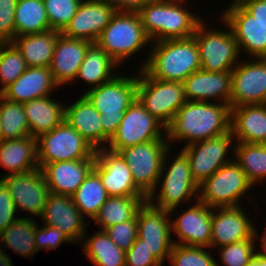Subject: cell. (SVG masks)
<instances>
[{"label":"cell","mask_w":266,"mask_h":266,"mask_svg":"<svg viewBox=\"0 0 266 266\" xmlns=\"http://www.w3.org/2000/svg\"><path fill=\"white\" fill-rule=\"evenodd\" d=\"M231 108L225 103L186 101L166 126L168 143L190 145L222 135L230 130Z\"/></svg>","instance_id":"obj_1"},{"label":"cell","mask_w":266,"mask_h":266,"mask_svg":"<svg viewBox=\"0 0 266 266\" xmlns=\"http://www.w3.org/2000/svg\"><path fill=\"white\" fill-rule=\"evenodd\" d=\"M151 52L142 69L152 78L183 82L201 69L199 50L194 36L152 42Z\"/></svg>","instance_id":"obj_2"},{"label":"cell","mask_w":266,"mask_h":266,"mask_svg":"<svg viewBox=\"0 0 266 266\" xmlns=\"http://www.w3.org/2000/svg\"><path fill=\"white\" fill-rule=\"evenodd\" d=\"M184 2L186 0H152L137 11L150 41L188 38L194 35L202 19L192 14V11H187L182 6Z\"/></svg>","instance_id":"obj_3"},{"label":"cell","mask_w":266,"mask_h":266,"mask_svg":"<svg viewBox=\"0 0 266 266\" xmlns=\"http://www.w3.org/2000/svg\"><path fill=\"white\" fill-rule=\"evenodd\" d=\"M136 77L116 75L110 81L87 90L83 95L100 113L102 121V148L107 147L117 132L126 110L137 98Z\"/></svg>","instance_id":"obj_4"},{"label":"cell","mask_w":266,"mask_h":266,"mask_svg":"<svg viewBox=\"0 0 266 266\" xmlns=\"http://www.w3.org/2000/svg\"><path fill=\"white\" fill-rule=\"evenodd\" d=\"M151 42L138 12L116 11L96 43L118 64Z\"/></svg>","instance_id":"obj_5"},{"label":"cell","mask_w":266,"mask_h":266,"mask_svg":"<svg viewBox=\"0 0 266 266\" xmlns=\"http://www.w3.org/2000/svg\"><path fill=\"white\" fill-rule=\"evenodd\" d=\"M36 139L39 168L53 162L95 159L96 149L65 120Z\"/></svg>","instance_id":"obj_6"},{"label":"cell","mask_w":266,"mask_h":266,"mask_svg":"<svg viewBox=\"0 0 266 266\" xmlns=\"http://www.w3.org/2000/svg\"><path fill=\"white\" fill-rule=\"evenodd\" d=\"M169 150L171 151V149H168L165 154L159 182L157 184V186L161 184L160 180H162L164 176L161 187L159 188L158 197L155 198L157 201L154 203V199L147 200L158 208L168 210L172 216L173 211L176 210L180 203L184 202L183 200H193V196L199 192V186L192 178L186 154L182 150L181 152L179 151L172 163L167 164L169 162L167 160L170 159L168 155H171L169 154L171 153ZM167 167L168 169H166Z\"/></svg>","instance_id":"obj_7"},{"label":"cell","mask_w":266,"mask_h":266,"mask_svg":"<svg viewBox=\"0 0 266 266\" xmlns=\"http://www.w3.org/2000/svg\"><path fill=\"white\" fill-rule=\"evenodd\" d=\"M137 99L165 127L186 102L183 82L162 81L139 69Z\"/></svg>","instance_id":"obj_8"},{"label":"cell","mask_w":266,"mask_h":266,"mask_svg":"<svg viewBox=\"0 0 266 266\" xmlns=\"http://www.w3.org/2000/svg\"><path fill=\"white\" fill-rule=\"evenodd\" d=\"M170 144L167 140H154L119 151L129 166L134 183L148 196L154 199L161 174L163 160Z\"/></svg>","instance_id":"obj_9"},{"label":"cell","mask_w":266,"mask_h":266,"mask_svg":"<svg viewBox=\"0 0 266 266\" xmlns=\"http://www.w3.org/2000/svg\"><path fill=\"white\" fill-rule=\"evenodd\" d=\"M252 186L246 173L233 160L199 185L198 200L211 208L237 207Z\"/></svg>","instance_id":"obj_10"},{"label":"cell","mask_w":266,"mask_h":266,"mask_svg":"<svg viewBox=\"0 0 266 266\" xmlns=\"http://www.w3.org/2000/svg\"><path fill=\"white\" fill-rule=\"evenodd\" d=\"M206 26L202 20L193 35L199 50L201 69L210 72L232 71L239 63L237 57L240 51L230 27L225 23L229 31H224L209 30Z\"/></svg>","instance_id":"obj_11"},{"label":"cell","mask_w":266,"mask_h":266,"mask_svg":"<svg viewBox=\"0 0 266 266\" xmlns=\"http://www.w3.org/2000/svg\"><path fill=\"white\" fill-rule=\"evenodd\" d=\"M163 132H166V127L151 115L136 98L124 113L117 132L109 141L107 148L119 152L121 149L137 144L167 140L166 137H163L165 134Z\"/></svg>","instance_id":"obj_12"},{"label":"cell","mask_w":266,"mask_h":266,"mask_svg":"<svg viewBox=\"0 0 266 266\" xmlns=\"http://www.w3.org/2000/svg\"><path fill=\"white\" fill-rule=\"evenodd\" d=\"M170 216L168 210L158 208L148 200L137 211V238L161 265L166 258L169 259L174 245Z\"/></svg>","instance_id":"obj_13"},{"label":"cell","mask_w":266,"mask_h":266,"mask_svg":"<svg viewBox=\"0 0 266 266\" xmlns=\"http://www.w3.org/2000/svg\"><path fill=\"white\" fill-rule=\"evenodd\" d=\"M235 138L232 130L204 141L184 145L181 149L187 156L193 180L199 186L215 171L233 161L226 157Z\"/></svg>","instance_id":"obj_14"},{"label":"cell","mask_w":266,"mask_h":266,"mask_svg":"<svg viewBox=\"0 0 266 266\" xmlns=\"http://www.w3.org/2000/svg\"><path fill=\"white\" fill-rule=\"evenodd\" d=\"M243 62L231 71L230 108L264 104L266 101V58H251V61Z\"/></svg>","instance_id":"obj_15"},{"label":"cell","mask_w":266,"mask_h":266,"mask_svg":"<svg viewBox=\"0 0 266 266\" xmlns=\"http://www.w3.org/2000/svg\"><path fill=\"white\" fill-rule=\"evenodd\" d=\"M229 6L222 12L220 21L230 27L239 51L244 50L252 58H266V27L238 2L233 1Z\"/></svg>","instance_id":"obj_16"},{"label":"cell","mask_w":266,"mask_h":266,"mask_svg":"<svg viewBox=\"0 0 266 266\" xmlns=\"http://www.w3.org/2000/svg\"><path fill=\"white\" fill-rule=\"evenodd\" d=\"M93 169L99 174L108 196H147L133 180L132 172L119 152L95 150Z\"/></svg>","instance_id":"obj_17"},{"label":"cell","mask_w":266,"mask_h":266,"mask_svg":"<svg viewBox=\"0 0 266 266\" xmlns=\"http://www.w3.org/2000/svg\"><path fill=\"white\" fill-rule=\"evenodd\" d=\"M1 179L6 184L16 211L23 210L40 217L50 194L40 168L27 172L4 175Z\"/></svg>","instance_id":"obj_18"},{"label":"cell","mask_w":266,"mask_h":266,"mask_svg":"<svg viewBox=\"0 0 266 266\" xmlns=\"http://www.w3.org/2000/svg\"><path fill=\"white\" fill-rule=\"evenodd\" d=\"M116 11L108 0H82L76 14L60 33L68 38L96 42Z\"/></svg>","instance_id":"obj_19"},{"label":"cell","mask_w":266,"mask_h":266,"mask_svg":"<svg viewBox=\"0 0 266 266\" xmlns=\"http://www.w3.org/2000/svg\"><path fill=\"white\" fill-rule=\"evenodd\" d=\"M195 205L182 211V214L171 221V232L178 236L176 245L210 247L212 228V208L198 200ZM177 241V242H176Z\"/></svg>","instance_id":"obj_20"},{"label":"cell","mask_w":266,"mask_h":266,"mask_svg":"<svg viewBox=\"0 0 266 266\" xmlns=\"http://www.w3.org/2000/svg\"><path fill=\"white\" fill-rule=\"evenodd\" d=\"M40 217L45 225L58 228L73 243L87 235L85 217L70 196L50 193Z\"/></svg>","instance_id":"obj_21"},{"label":"cell","mask_w":266,"mask_h":266,"mask_svg":"<svg viewBox=\"0 0 266 266\" xmlns=\"http://www.w3.org/2000/svg\"><path fill=\"white\" fill-rule=\"evenodd\" d=\"M241 208H212L210 248L241 242L254 235L255 226Z\"/></svg>","instance_id":"obj_22"},{"label":"cell","mask_w":266,"mask_h":266,"mask_svg":"<svg viewBox=\"0 0 266 266\" xmlns=\"http://www.w3.org/2000/svg\"><path fill=\"white\" fill-rule=\"evenodd\" d=\"M231 71H195L183 81L186 101L209 102L215 98L219 103L230 105Z\"/></svg>","instance_id":"obj_23"},{"label":"cell","mask_w":266,"mask_h":266,"mask_svg":"<svg viewBox=\"0 0 266 266\" xmlns=\"http://www.w3.org/2000/svg\"><path fill=\"white\" fill-rule=\"evenodd\" d=\"M91 43L84 39L68 38L62 34L58 36L49 69L59 87L75 82L79 67Z\"/></svg>","instance_id":"obj_24"},{"label":"cell","mask_w":266,"mask_h":266,"mask_svg":"<svg viewBox=\"0 0 266 266\" xmlns=\"http://www.w3.org/2000/svg\"><path fill=\"white\" fill-rule=\"evenodd\" d=\"M95 159L53 162L40 169L50 193L72 197L93 169Z\"/></svg>","instance_id":"obj_25"},{"label":"cell","mask_w":266,"mask_h":266,"mask_svg":"<svg viewBox=\"0 0 266 266\" xmlns=\"http://www.w3.org/2000/svg\"><path fill=\"white\" fill-rule=\"evenodd\" d=\"M59 88L49 67H28L0 94L8 100L24 104L32 99L50 96Z\"/></svg>","instance_id":"obj_26"},{"label":"cell","mask_w":266,"mask_h":266,"mask_svg":"<svg viewBox=\"0 0 266 266\" xmlns=\"http://www.w3.org/2000/svg\"><path fill=\"white\" fill-rule=\"evenodd\" d=\"M230 129L237 143L266 144V106L253 104L231 108Z\"/></svg>","instance_id":"obj_27"},{"label":"cell","mask_w":266,"mask_h":266,"mask_svg":"<svg viewBox=\"0 0 266 266\" xmlns=\"http://www.w3.org/2000/svg\"><path fill=\"white\" fill-rule=\"evenodd\" d=\"M64 120L95 149L102 148V121L100 113L84 95L71 106H65Z\"/></svg>","instance_id":"obj_28"},{"label":"cell","mask_w":266,"mask_h":266,"mask_svg":"<svg viewBox=\"0 0 266 266\" xmlns=\"http://www.w3.org/2000/svg\"><path fill=\"white\" fill-rule=\"evenodd\" d=\"M37 225L31 217H19L16 222H13L0 233V243L21 256L33 257L32 255L37 252L35 246ZM2 245L0 246V266H13L10 256L4 253L1 248Z\"/></svg>","instance_id":"obj_29"},{"label":"cell","mask_w":266,"mask_h":266,"mask_svg":"<svg viewBox=\"0 0 266 266\" xmlns=\"http://www.w3.org/2000/svg\"><path fill=\"white\" fill-rule=\"evenodd\" d=\"M0 165L10 171L8 175L39 168L36 137L3 140L0 143Z\"/></svg>","instance_id":"obj_30"},{"label":"cell","mask_w":266,"mask_h":266,"mask_svg":"<svg viewBox=\"0 0 266 266\" xmlns=\"http://www.w3.org/2000/svg\"><path fill=\"white\" fill-rule=\"evenodd\" d=\"M30 136L49 132L64 121L65 106L49 96L32 99L23 104Z\"/></svg>","instance_id":"obj_31"},{"label":"cell","mask_w":266,"mask_h":266,"mask_svg":"<svg viewBox=\"0 0 266 266\" xmlns=\"http://www.w3.org/2000/svg\"><path fill=\"white\" fill-rule=\"evenodd\" d=\"M60 31L26 34L15 37L12 43L21 52L28 67H49Z\"/></svg>","instance_id":"obj_32"},{"label":"cell","mask_w":266,"mask_h":266,"mask_svg":"<svg viewBox=\"0 0 266 266\" xmlns=\"http://www.w3.org/2000/svg\"><path fill=\"white\" fill-rule=\"evenodd\" d=\"M115 62L96 42H92L87 49L84 60L81 63L76 79L84 80L90 86L88 90L98 87L113 79V69H117ZM113 72V73H112Z\"/></svg>","instance_id":"obj_33"},{"label":"cell","mask_w":266,"mask_h":266,"mask_svg":"<svg viewBox=\"0 0 266 266\" xmlns=\"http://www.w3.org/2000/svg\"><path fill=\"white\" fill-rule=\"evenodd\" d=\"M148 196H109L99 209L93 221L105 230L115 224L132 219Z\"/></svg>","instance_id":"obj_34"},{"label":"cell","mask_w":266,"mask_h":266,"mask_svg":"<svg viewBox=\"0 0 266 266\" xmlns=\"http://www.w3.org/2000/svg\"><path fill=\"white\" fill-rule=\"evenodd\" d=\"M14 23L15 37L51 30L43 0H17Z\"/></svg>","instance_id":"obj_35"},{"label":"cell","mask_w":266,"mask_h":266,"mask_svg":"<svg viewBox=\"0 0 266 266\" xmlns=\"http://www.w3.org/2000/svg\"><path fill=\"white\" fill-rule=\"evenodd\" d=\"M82 240L85 243L84 253L94 265L125 266L126 252L110 239L105 230L96 232L92 237H83Z\"/></svg>","instance_id":"obj_36"},{"label":"cell","mask_w":266,"mask_h":266,"mask_svg":"<svg viewBox=\"0 0 266 266\" xmlns=\"http://www.w3.org/2000/svg\"><path fill=\"white\" fill-rule=\"evenodd\" d=\"M108 197L99 174L92 169L79 185L72 199L80 213L85 218L88 216L93 220Z\"/></svg>","instance_id":"obj_37"},{"label":"cell","mask_w":266,"mask_h":266,"mask_svg":"<svg viewBox=\"0 0 266 266\" xmlns=\"http://www.w3.org/2000/svg\"><path fill=\"white\" fill-rule=\"evenodd\" d=\"M233 149L234 161L253 186L266 179V144L236 143Z\"/></svg>","instance_id":"obj_38"},{"label":"cell","mask_w":266,"mask_h":266,"mask_svg":"<svg viewBox=\"0 0 266 266\" xmlns=\"http://www.w3.org/2000/svg\"><path fill=\"white\" fill-rule=\"evenodd\" d=\"M0 125L3 140L30 136L23 104L0 94Z\"/></svg>","instance_id":"obj_39"},{"label":"cell","mask_w":266,"mask_h":266,"mask_svg":"<svg viewBox=\"0 0 266 266\" xmlns=\"http://www.w3.org/2000/svg\"><path fill=\"white\" fill-rule=\"evenodd\" d=\"M28 68L24 57L12 42L0 44V93Z\"/></svg>","instance_id":"obj_40"},{"label":"cell","mask_w":266,"mask_h":266,"mask_svg":"<svg viewBox=\"0 0 266 266\" xmlns=\"http://www.w3.org/2000/svg\"><path fill=\"white\" fill-rule=\"evenodd\" d=\"M206 247L173 245L169 255L172 266H219Z\"/></svg>","instance_id":"obj_41"},{"label":"cell","mask_w":266,"mask_h":266,"mask_svg":"<svg viewBox=\"0 0 266 266\" xmlns=\"http://www.w3.org/2000/svg\"><path fill=\"white\" fill-rule=\"evenodd\" d=\"M257 238L259 235L254 228V235L251 238L221 246L218 250L222 264L225 266H246L256 253L254 248Z\"/></svg>","instance_id":"obj_42"},{"label":"cell","mask_w":266,"mask_h":266,"mask_svg":"<svg viewBox=\"0 0 266 266\" xmlns=\"http://www.w3.org/2000/svg\"><path fill=\"white\" fill-rule=\"evenodd\" d=\"M82 0H43L50 29L62 31L76 14Z\"/></svg>","instance_id":"obj_43"},{"label":"cell","mask_w":266,"mask_h":266,"mask_svg":"<svg viewBox=\"0 0 266 266\" xmlns=\"http://www.w3.org/2000/svg\"><path fill=\"white\" fill-rule=\"evenodd\" d=\"M110 239L125 252L137 239V214L130 220L105 229Z\"/></svg>","instance_id":"obj_44"},{"label":"cell","mask_w":266,"mask_h":266,"mask_svg":"<svg viewBox=\"0 0 266 266\" xmlns=\"http://www.w3.org/2000/svg\"><path fill=\"white\" fill-rule=\"evenodd\" d=\"M37 225L35 230V246L38 250L44 249V250H52L53 248H57L62 243H72V241L61 232L58 228L45 225L44 228H40Z\"/></svg>","instance_id":"obj_45"},{"label":"cell","mask_w":266,"mask_h":266,"mask_svg":"<svg viewBox=\"0 0 266 266\" xmlns=\"http://www.w3.org/2000/svg\"><path fill=\"white\" fill-rule=\"evenodd\" d=\"M17 0H0V42H12L15 38L14 14Z\"/></svg>","instance_id":"obj_46"},{"label":"cell","mask_w":266,"mask_h":266,"mask_svg":"<svg viewBox=\"0 0 266 266\" xmlns=\"http://www.w3.org/2000/svg\"><path fill=\"white\" fill-rule=\"evenodd\" d=\"M125 266H162L137 238L134 244L126 251Z\"/></svg>","instance_id":"obj_47"},{"label":"cell","mask_w":266,"mask_h":266,"mask_svg":"<svg viewBox=\"0 0 266 266\" xmlns=\"http://www.w3.org/2000/svg\"><path fill=\"white\" fill-rule=\"evenodd\" d=\"M16 212L12 196L6 184L0 178V233L19 219L15 216Z\"/></svg>","instance_id":"obj_48"},{"label":"cell","mask_w":266,"mask_h":266,"mask_svg":"<svg viewBox=\"0 0 266 266\" xmlns=\"http://www.w3.org/2000/svg\"><path fill=\"white\" fill-rule=\"evenodd\" d=\"M239 4L266 27V0H242Z\"/></svg>","instance_id":"obj_49"},{"label":"cell","mask_w":266,"mask_h":266,"mask_svg":"<svg viewBox=\"0 0 266 266\" xmlns=\"http://www.w3.org/2000/svg\"><path fill=\"white\" fill-rule=\"evenodd\" d=\"M117 11L137 12L145 3L152 0H108Z\"/></svg>","instance_id":"obj_50"},{"label":"cell","mask_w":266,"mask_h":266,"mask_svg":"<svg viewBox=\"0 0 266 266\" xmlns=\"http://www.w3.org/2000/svg\"><path fill=\"white\" fill-rule=\"evenodd\" d=\"M246 266H266V257L260 256L259 254L254 255V257L248 262Z\"/></svg>","instance_id":"obj_51"},{"label":"cell","mask_w":266,"mask_h":266,"mask_svg":"<svg viewBox=\"0 0 266 266\" xmlns=\"http://www.w3.org/2000/svg\"><path fill=\"white\" fill-rule=\"evenodd\" d=\"M260 239L262 241V243H261L262 251L261 252L257 251L256 254H259L260 256L266 257V229L262 233V236H260Z\"/></svg>","instance_id":"obj_52"},{"label":"cell","mask_w":266,"mask_h":266,"mask_svg":"<svg viewBox=\"0 0 266 266\" xmlns=\"http://www.w3.org/2000/svg\"><path fill=\"white\" fill-rule=\"evenodd\" d=\"M3 141V138H2V129H1V125H0V143Z\"/></svg>","instance_id":"obj_53"}]
</instances>
